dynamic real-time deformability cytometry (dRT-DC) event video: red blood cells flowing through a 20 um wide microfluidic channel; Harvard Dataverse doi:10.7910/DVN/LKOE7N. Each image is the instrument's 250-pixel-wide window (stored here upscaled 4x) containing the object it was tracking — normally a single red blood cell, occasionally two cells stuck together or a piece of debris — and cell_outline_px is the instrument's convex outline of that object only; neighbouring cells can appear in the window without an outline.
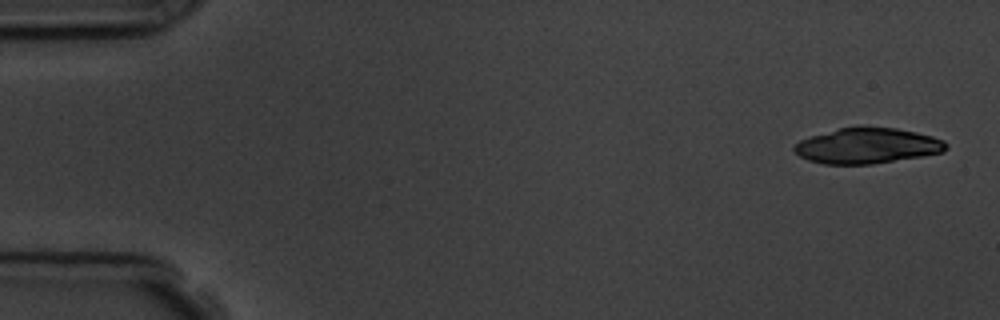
{"species": "common noctule bat (a hibernating species)", "species_latin": "Nyctalus noctula", "temperature_condition": "room temperature", "stored_images_in_passage": 5, "camera_frame_rate_fps": 3000, "um_per_image_px": 0.085, "animal": {"sex": "male", "body_mass_g": 19.5, "forearm_length_mm": 54.6}, "frame": {"image": 1, "passage_image": 1, "time_ms": 0.0, "image_size_px": [1000, 320], "cell_outline_px": [[948, 148], [944, 152], [872, 164], [824, 164], [808, 160], [800, 156], [792, 148], [800, 140], [812, 136], [840, 128], [896, 128], [916, 132], [932, 136], [944, 140], [948, 144]], "centroid_in_image_um": [73.74, 12.41], "position_along_channel_um": 11.3, "area_um2": 30.92}}